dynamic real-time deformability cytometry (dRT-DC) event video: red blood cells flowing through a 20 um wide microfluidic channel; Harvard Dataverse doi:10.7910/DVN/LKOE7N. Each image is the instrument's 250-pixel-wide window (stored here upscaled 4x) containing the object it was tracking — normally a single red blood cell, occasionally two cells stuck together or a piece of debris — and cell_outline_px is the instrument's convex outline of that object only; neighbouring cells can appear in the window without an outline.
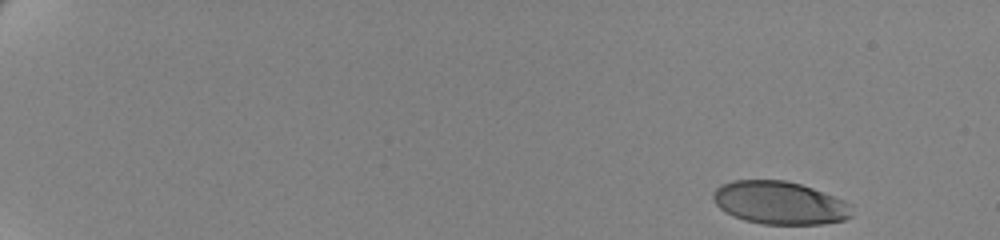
{"species": "human", "species_latin": "Homo sapiens", "temperature_condition": "cold", "stored_images_in_passage": 56, "camera_frame_rate_fps": 3000, "um_per_image_px": 0.085, "donor": {"sex": "female"}, "frame": {"image": 1, "passage_image": 1, "time_ms": 0.0, "image_size_px": [1000, 240], "cell_outline_px": [[852, 216], [844, 220], [820, 224], [764, 224], [744, 220], [732, 216], [724, 212], [716, 204], [712, 196], [712, 192], [720, 184], [732, 180], [784, 180], [800, 184], [812, 188], [844, 200], [848, 204]], "centroid_in_image_um": [66.21, 17.24], "position_along_channel_um": 18.8, "area_um2": 34.68}}
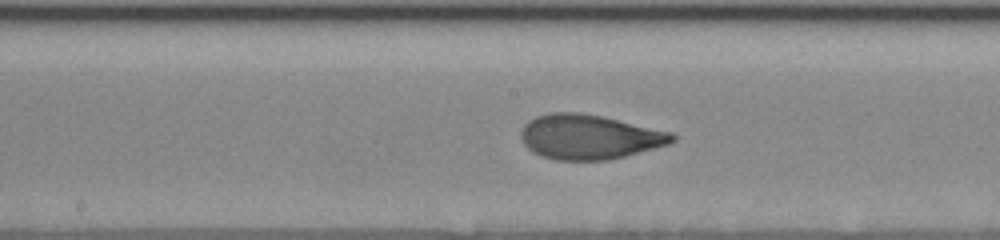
{"frame": {"image": 2, "passage_image": 31, "time_ms": 10.0, "image_size_px": [1000, 240], "cell_outline_px": [[676, 140], [668, 144], [624, 156], [608, 160], [556, 160], [532, 152], [524, 144], [520, 136], [520, 132], [524, 124], [528, 120], [536, 116], [548, 112], [580, 112], [600, 116], [672, 132], [676, 136]], "centroid_in_image_um": [50.05, 11.63], "position_along_channel_um": 198.2, "area_um2": 39.25}}
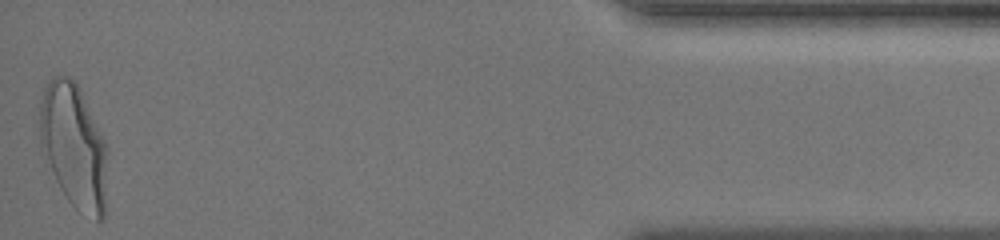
{"frame": {"image": 3, "passage_image": 56, "time_ms": 18.333, "image_size_px": [1000, 240], "cell_outline_px": [[108, 152], [104, 216], [100, 220], [96, 220], [80, 212], [68, 200], [60, 188], [56, 180], [40, 144], [40, 100], [44, 88], [48, 80], [52, 76], [68, 76], [76, 84], [108, 148]], "centroid_in_image_um": [6.27, 12.44], "position_along_channel_um": 428.9, "area_um2": 48.44}, "authors_computed_cell_mechanics": {"area_um2": 38.8416, "velocity_mm_per_s": 3.4741, "shape_relaxation_time_tau1_ms": 3.8917, "shape_relaxation_time_tau2_ms": 0.7967, "deformation_change_tau1": 0.1846, "deformation_change_tau2": 0.0615}}